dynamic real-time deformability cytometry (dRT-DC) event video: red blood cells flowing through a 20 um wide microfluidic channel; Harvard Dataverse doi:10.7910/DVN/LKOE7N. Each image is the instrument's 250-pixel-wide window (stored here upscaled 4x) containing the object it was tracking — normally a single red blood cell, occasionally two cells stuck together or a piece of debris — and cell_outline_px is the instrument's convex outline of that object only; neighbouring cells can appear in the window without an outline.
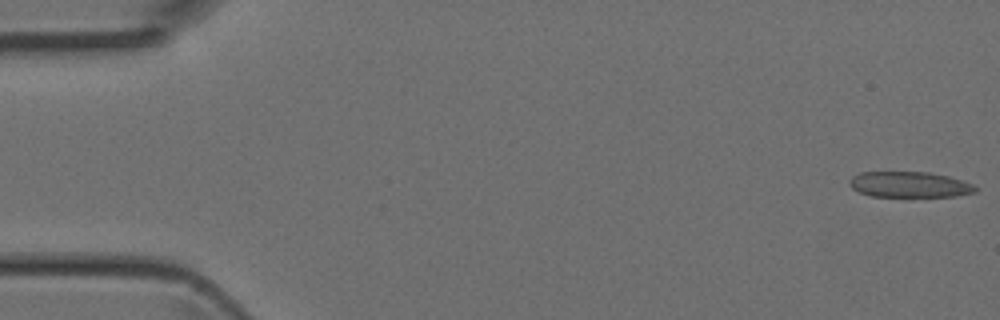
{"species": "Egyptian fruit bat (a non-hibernating species)", "species_latin": "Rousettus aegyptiacus", "temperature_condition": "room temperature", "stored_images_in_passage": 5, "camera_frame_rate_fps": 3000, "um_per_image_px": 0.085, "animal": {"sex": "female"}, "frame": {"image": 1, "passage_image": 1, "time_ms": 0.0, "image_size_px": [1000, 320], "cell_outline_px": [[976, 192], [956, 196], [872, 196], [860, 192], [852, 188], [848, 184], [848, 180], [852, 176], [860, 172], [928, 172], [948, 176], [972, 184], [976, 188]], "centroid_in_image_um": [77.26, 15.68], "position_along_channel_um": 7.7, "area_um2": 18.73}}
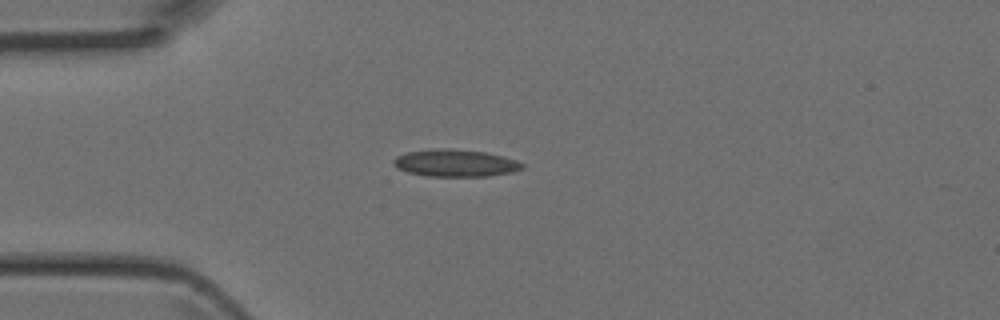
{"frame": {"image": 2, "passage_image": 4, "time_ms": 1.0, "image_size_px": [1000, 320], "cell_outline_px": [[524, 168], [512, 172], [488, 176], [428, 176], [408, 172], [396, 168], [392, 160], [396, 156], [408, 152], [440, 148], [448, 148], [484, 152], [516, 160], [524, 164]], "centroid_in_image_um": [38.69, 13.86], "position_along_channel_um": 46.3, "area_um2": 20.23}}